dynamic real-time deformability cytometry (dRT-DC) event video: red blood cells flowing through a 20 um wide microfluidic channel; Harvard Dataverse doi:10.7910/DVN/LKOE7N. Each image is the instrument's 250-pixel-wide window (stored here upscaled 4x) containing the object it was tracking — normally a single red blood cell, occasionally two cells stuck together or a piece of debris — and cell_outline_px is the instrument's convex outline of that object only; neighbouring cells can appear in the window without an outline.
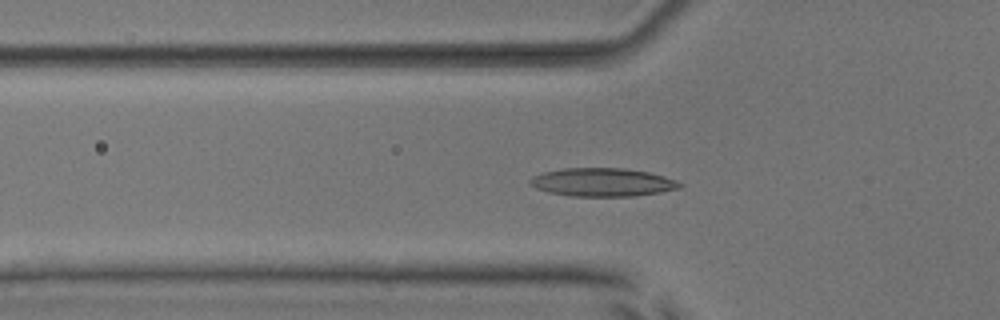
{"species": "common noctule bat (a hibernating species)", "species_latin": "Nyctalus noctula", "temperature_condition": "room temperature", "stored_images_in_passage": 54, "camera_frame_rate_fps": 3000, "um_per_image_px": 0.085, "animal": {"sex": "male", "body_mass_g": 17.9, "forearm_length_mm": 54.2}, "frame": {"image": 1, "passage_image": 19, "time_ms": 6.0, "image_size_px": [1000, 320], "cell_outline_px": [[684, 184], [680, 188], [660, 192], [636, 196], [572, 196], [548, 192], [536, 188], [528, 184], [528, 180], [532, 176], [544, 172], [564, 168], [624, 168], [648, 172], [664, 176], [676, 180]], "centroid_in_image_um": [51.2, 15.49], "position_along_channel_um": 74.6, "area_um2": 24.8}}
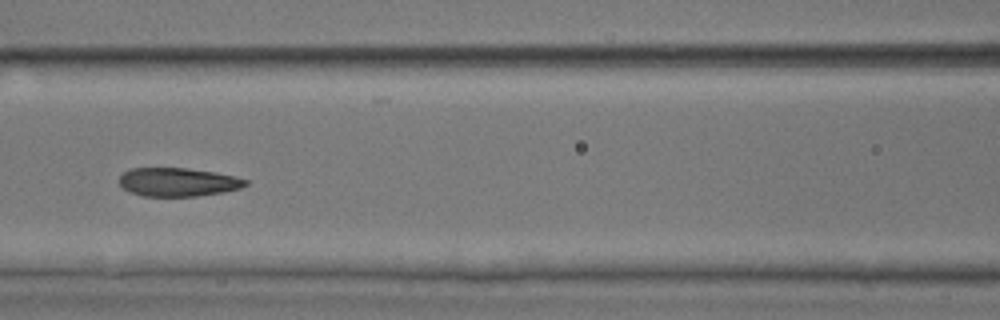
{"frame": {"image": 2, "passage_image": 25, "time_ms": 8.0, "image_size_px": [1000, 320], "cell_outline_px": [[248, 184], [240, 188], [224, 192], [196, 196], [140, 196], [124, 188], [120, 184], [120, 176], [128, 168], [188, 168], [216, 172], [236, 176], [248, 180]], "centroid_in_image_um": [15.15, 15.47], "position_along_channel_um": 151.4, "area_um2": 21.1}}
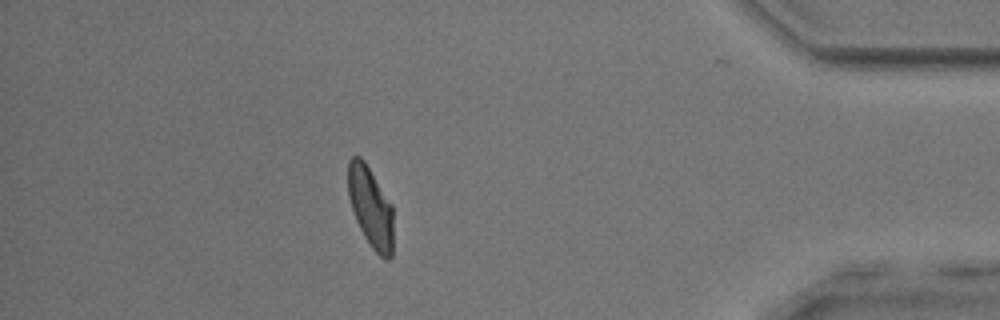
{"frame": {"image": 3, "passage_image": 48, "time_ms": 15.667, "image_size_px": [1000, 320], "cell_outline_px": [[392, 256], [388, 260], [384, 260], [372, 248], [364, 236], [356, 220], [348, 196], [348, 160], [352, 156], [360, 156], [364, 160], [392, 204]], "centroid_in_image_um": [31.49, 17.6], "position_along_channel_um": 403.7, "area_um2": 21.21}, "authors_computed_cell_mechanics": {"area_um2": 22.542, "velocity_mm_per_s": 3.8352, "shape_relaxation_time_tau1_ms": 4.5189, "shape_relaxation_time_tau2_ms": 1.2303, "deformation_change_tau1": 0.1668, "deformation_change_tau2": 0.0815}}